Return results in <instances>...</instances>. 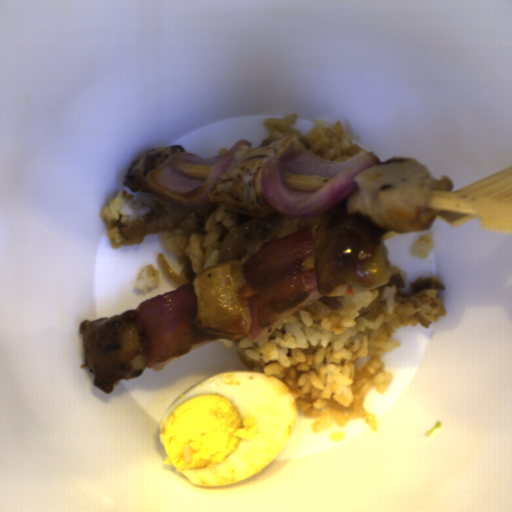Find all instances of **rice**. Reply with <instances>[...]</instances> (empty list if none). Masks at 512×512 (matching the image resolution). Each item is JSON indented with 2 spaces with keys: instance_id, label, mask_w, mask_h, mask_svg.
Segmentation results:
<instances>
[{
  "instance_id": "obj_1",
  "label": "rice",
  "mask_w": 512,
  "mask_h": 512,
  "mask_svg": "<svg viewBox=\"0 0 512 512\" xmlns=\"http://www.w3.org/2000/svg\"><path fill=\"white\" fill-rule=\"evenodd\" d=\"M440 290H428L417 308L396 302V286L353 294L342 285L326 296L344 304L334 309L319 298L284 321L266 340L216 339L234 348L251 371L276 377L295 397L297 408L311 421L309 429L322 432L364 420L378 430L368 411L369 391L383 395L391 374L384 354L399 348L395 331L417 325L431 329L445 316Z\"/></svg>"
},
{
  "instance_id": "obj_2",
  "label": "rice",
  "mask_w": 512,
  "mask_h": 512,
  "mask_svg": "<svg viewBox=\"0 0 512 512\" xmlns=\"http://www.w3.org/2000/svg\"><path fill=\"white\" fill-rule=\"evenodd\" d=\"M253 216L228 212L224 203L215 209L197 230H177L158 234L163 249L178 259L182 254L192 260L197 277L206 269L219 264L220 247L228 234Z\"/></svg>"
},
{
  "instance_id": "obj_3",
  "label": "rice",
  "mask_w": 512,
  "mask_h": 512,
  "mask_svg": "<svg viewBox=\"0 0 512 512\" xmlns=\"http://www.w3.org/2000/svg\"><path fill=\"white\" fill-rule=\"evenodd\" d=\"M296 119V113L267 119L262 124L266 135L258 148L285 137L297 136L309 151L326 160L346 161L361 152H366L351 137L342 121H319L308 131L302 132L295 127Z\"/></svg>"
},
{
  "instance_id": "obj_4",
  "label": "rice",
  "mask_w": 512,
  "mask_h": 512,
  "mask_svg": "<svg viewBox=\"0 0 512 512\" xmlns=\"http://www.w3.org/2000/svg\"><path fill=\"white\" fill-rule=\"evenodd\" d=\"M155 195L141 191L134 195L121 190L100 209L99 216L105 225L111 247L117 249L132 244L120 235L121 229L133 219L143 218L153 207Z\"/></svg>"
},
{
  "instance_id": "obj_5",
  "label": "rice",
  "mask_w": 512,
  "mask_h": 512,
  "mask_svg": "<svg viewBox=\"0 0 512 512\" xmlns=\"http://www.w3.org/2000/svg\"><path fill=\"white\" fill-rule=\"evenodd\" d=\"M159 282L160 277L158 269L150 263L140 269L134 280L135 287L145 293L159 285Z\"/></svg>"
}]
</instances>
